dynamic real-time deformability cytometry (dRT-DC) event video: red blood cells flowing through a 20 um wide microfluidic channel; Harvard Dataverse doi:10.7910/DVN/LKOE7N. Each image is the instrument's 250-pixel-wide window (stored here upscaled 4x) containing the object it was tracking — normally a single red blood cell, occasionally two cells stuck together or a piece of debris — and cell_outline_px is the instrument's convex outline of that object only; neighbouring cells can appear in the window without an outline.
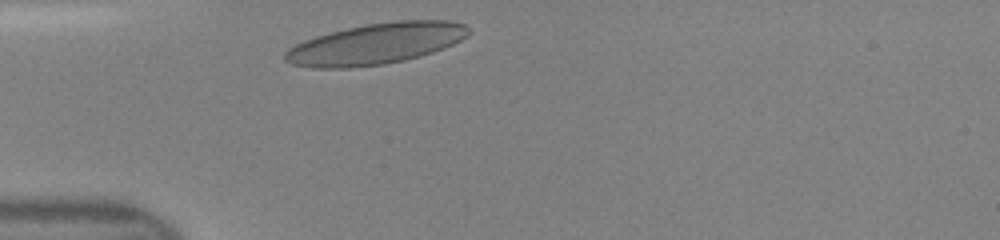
{"species": "human", "species_latin": "Homo sapiens", "temperature_condition": "room temperature", "stored_images_in_passage": 34, "camera_frame_rate_fps": 3000, "um_per_image_px": 0.085, "donor": {"sex": "female"}, "frame": {"image": 1, "passage_image": 1, "time_ms": 0.0, "image_size_px": [1000, 240], "cell_outline_px": [[472, 32], [460, 40], [444, 48], [420, 56], [404, 60], [384, 64], [348, 68], [312, 68], [292, 64], [284, 60], [284, 52], [288, 48], [304, 40], [316, 36], [348, 28], [368, 24], [396, 20], [452, 20], [464, 24]], "centroid_in_image_um": [31.95, 3.72], "position_along_channel_um": 53.0, "area_um2": 43.81}}
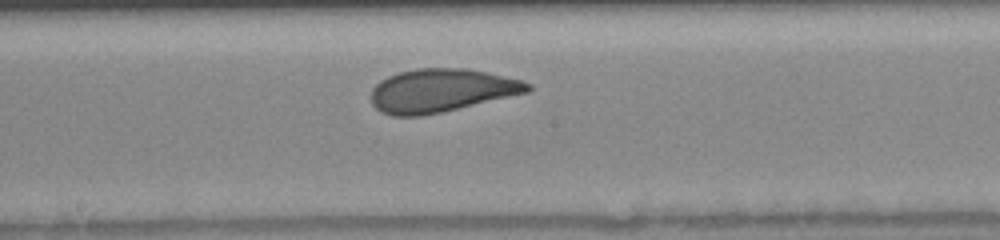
{"frame": {"image": 2, "passage_image": 13, "time_ms": 4.0, "image_size_px": [1000, 240], "cell_outline_px": [[532, 88], [528, 92], [440, 112], [420, 116], [392, 116], [380, 112], [372, 104], [372, 88], [380, 80], [388, 76], [400, 72], [416, 68], [468, 68], [520, 80], [532, 84]], "centroid_in_image_um": [37.47, 7.69], "position_along_channel_um": 210.7, "area_um2": 39.19}}
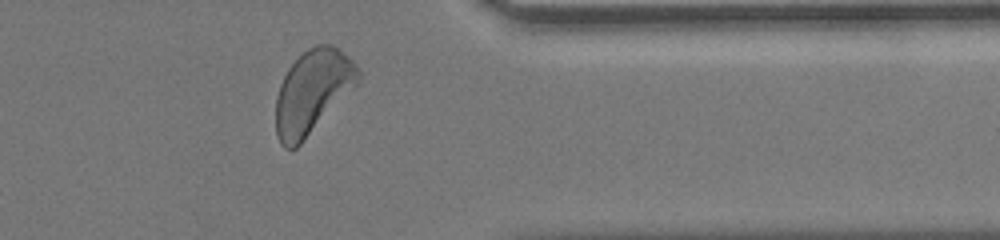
{"frame": {"image": 3, "passage_image": 26, "time_ms": 8.333, "image_size_px": [1000, 240], "cell_outline_px": [[360, 80], [300, 144], [296, 148], [284, 148], [280, 144], [276, 136], [276, 96], [280, 84], [288, 68], [308, 48], [316, 44], [332, 44], [348, 56], [356, 64], [360, 72]], "centroid_in_image_um": [26.54, 7.79], "position_along_channel_um": 384.9, "area_um2": 39.54}}